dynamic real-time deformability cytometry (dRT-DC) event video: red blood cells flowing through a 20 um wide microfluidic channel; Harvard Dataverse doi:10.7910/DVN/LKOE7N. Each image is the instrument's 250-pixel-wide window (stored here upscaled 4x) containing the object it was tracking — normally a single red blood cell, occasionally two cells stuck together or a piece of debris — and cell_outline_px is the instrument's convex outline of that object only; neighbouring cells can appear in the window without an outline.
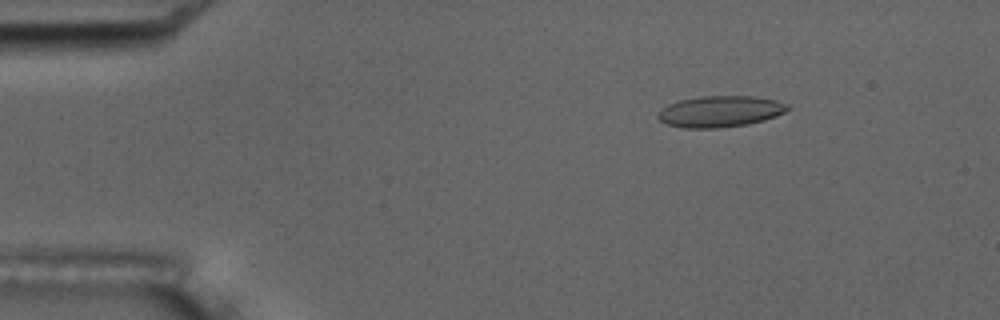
{"species": "common noctule bat (a hibernating species)", "species_latin": "Nyctalus noctula", "temperature_condition": "room temperature", "stored_images_in_passage": 5, "camera_frame_rate_fps": 3000, "um_per_image_px": 0.085, "animal": {"sex": "male", "body_mass_g": 17.5, "forearm_length_mm": 52.3}, "frame": {"image": 1, "passage_image": 2, "time_ms": 1.333, "image_size_px": [1000, 320], "cell_outline_px": [[792, 108], [776, 116], [764, 120], [748, 124], [716, 128], [684, 128], [664, 124], [656, 116], [660, 108], [668, 104], [680, 100], [704, 96], [752, 96], [776, 100], [788, 104]], "centroid_in_image_um": [61.19, 9.47], "position_along_channel_um": 23.8, "area_um2": 23.76}}